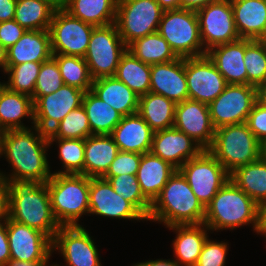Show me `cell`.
Returning a JSON list of instances; mask_svg holds the SVG:
<instances>
[{
	"mask_svg": "<svg viewBox=\"0 0 266 266\" xmlns=\"http://www.w3.org/2000/svg\"><path fill=\"white\" fill-rule=\"evenodd\" d=\"M34 130V132L32 131ZM1 156L12 166L6 180H37L46 183L52 176L46 151L48 134L32 128L5 131L1 137Z\"/></svg>",
	"mask_w": 266,
	"mask_h": 266,
	"instance_id": "cell-1",
	"label": "cell"
},
{
	"mask_svg": "<svg viewBox=\"0 0 266 266\" xmlns=\"http://www.w3.org/2000/svg\"><path fill=\"white\" fill-rule=\"evenodd\" d=\"M9 185V218L35 228L52 240L61 227L51 207L46 183L37 180H7Z\"/></svg>",
	"mask_w": 266,
	"mask_h": 266,
	"instance_id": "cell-2",
	"label": "cell"
},
{
	"mask_svg": "<svg viewBox=\"0 0 266 266\" xmlns=\"http://www.w3.org/2000/svg\"><path fill=\"white\" fill-rule=\"evenodd\" d=\"M205 207L177 169L151 204L147 221L172 225L202 224Z\"/></svg>",
	"mask_w": 266,
	"mask_h": 266,
	"instance_id": "cell-3",
	"label": "cell"
},
{
	"mask_svg": "<svg viewBox=\"0 0 266 266\" xmlns=\"http://www.w3.org/2000/svg\"><path fill=\"white\" fill-rule=\"evenodd\" d=\"M257 211L258 204L229 179L205 207L203 223L217 232L252 224L256 232Z\"/></svg>",
	"mask_w": 266,
	"mask_h": 266,
	"instance_id": "cell-4",
	"label": "cell"
},
{
	"mask_svg": "<svg viewBox=\"0 0 266 266\" xmlns=\"http://www.w3.org/2000/svg\"><path fill=\"white\" fill-rule=\"evenodd\" d=\"M53 214L60 226H80L89 214L90 177L82 174H52L46 182Z\"/></svg>",
	"mask_w": 266,
	"mask_h": 266,
	"instance_id": "cell-5",
	"label": "cell"
},
{
	"mask_svg": "<svg viewBox=\"0 0 266 266\" xmlns=\"http://www.w3.org/2000/svg\"><path fill=\"white\" fill-rule=\"evenodd\" d=\"M208 151L229 174L263 156L262 144L254 136L247 123L227 125L216 129L213 143Z\"/></svg>",
	"mask_w": 266,
	"mask_h": 266,
	"instance_id": "cell-6",
	"label": "cell"
},
{
	"mask_svg": "<svg viewBox=\"0 0 266 266\" xmlns=\"http://www.w3.org/2000/svg\"><path fill=\"white\" fill-rule=\"evenodd\" d=\"M158 33L178 57H198L207 53L203 48L196 11L183 8L164 11Z\"/></svg>",
	"mask_w": 266,
	"mask_h": 266,
	"instance_id": "cell-7",
	"label": "cell"
},
{
	"mask_svg": "<svg viewBox=\"0 0 266 266\" xmlns=\"http://www.w3.org/2000/svg\"><path fill=\"white\" fill-rule=\"evenodd\" d=\"M163 12L156 0H118L115 24L124 44L158 32Z\"/></svg>",
	"mask_w": 266,
	"mask_h": 266,
	"instance_id": "cell-8",
	"label": "cell"
},
{
	"mask_svg": "<svg viewBox=\"0 0 266 266\" xmlns=\"http://www.w3.org/2000/svg\"><path fill=\"white\" fill-rule=\"evenodd\" d=\"M126 50L115 23L94 27L84 57L93 80L114 76Z\"/></svg>",
	"mask_w": 266,
	"mask_h": 266,
	"instance_id": "cell-9",
	"label": "cell"
},
{
	"mask_svg": "<svg viewBox=\"0 0 266 266\" xmlns=\"http://www.w3.org/2000/svg\"><path fill=\"white\" fill-rule=\"evenodd\" d=\"M178 170L204 207L230 179L227 170L208 150H202Z\"/></svg>",
	"mask_w": 266,
	"mask_h": 266,
	"instance_id": "cell-10",
	"label": "cell"
},
{
	"mask_svg": "<svg viewBox=\"0 0 266 266\" xmlns=\"http://www.w3.org/2000/svg\"><path fill=\"white\" fill-rule=\"evenodd\" d=\"M94 27L58 7L48 29L52 54L84 58Z\"/></svg>",
	"mask_w": 266,
	"mask_h": 266,
	"instance_id": "cell-11",
	"label": "cell"
},
{
	"mask_svg": "<svg viewBox=\"0 0 266 266\" xmlns=\"http://www.w3.org/2000/svg\"><path fill=\"white\" fill-rule=\"evenodd\" d=\"M257 101V87L247 84H228L209 106L215 129L246 123Z\"/></svg>",
	"mask_w": 266,
	"mask_h": 266,
	"instance_id": "cell-12",
	"label": "cell"
},
{
	"mask_svg": "<svg viewBox=\"0 0 266 266\" xmlns=\"http://www.w3.org/2000/svg\"><path fill=\"white\" fill-rule=\"evenodd\" d=\"M204 50L240 39L230 0H217L196 11Z\"/></svg>",
	"mask_w": 266,
	"mask_h": 266,
	"instance_id": "cell-13",
	"label": "cell"
},
{
	"mask_svg": "<svg viewBox=\"0 0 266 266\" xmlns=\"http://www.w3.org/2000/svg\"><path fill=\"white\" fill-rule=\"evenodd\" d=\"M7 236L12 261L48 263L53 240L45 233L7 218Z\"/></svg>",
	"mask_w": 266,
	"mask_h": 266,
	"instance_id": "cell-14",
	"label": "cell"
},
{
	"mask_svg": "<svg viewBox=\"0 0 266 266\" xmlns=\"http://www.w3.org/2000/svg\"><path fill=\"white\" fill-rule=\"evenodd\" d=\"M185 73L189 99L208 105L228 85L207 54L185 58Z\"/></svg>",
	"mask_w": 266,
	"mask_h": 266,
	"instance_id": "cell-15",
	"label": "cell"
},
{
	"mask_svg": "<svg viewBox=\"0 0 266 266\" xmlns=\"http://www.w3.org/2000/svg\"><path fill=\"white\" fill-rule=\"evenodd\" d=\"M84 93L63 84L56 92L41 96L34 103V126L48 134L70 111L82 105Z\"/></svg>",
	"mask_w": 266,
	"mask_h": 266,
	"instance_id": "cell-16",
	"label": "cell"
},
{
	"mask_svg": "<svg viewBox=\"0 0 266 266\" xmlns=\"http://www.w3.org/2000/svg\"><path fill=\"white\" fill-rule=\"evenodd\" d=\"M68 266H102L94 240L82 226H61L53 239Z\"/></svg>",
	"mask_w": 266,
	"mask_h": 266,
	"instance_id": "cell-17",
	"label": "cell"
},
{
	"mask_svg": "<svg viewBox=\"0 0 266 266\" xmlns=\"http://www.w3.org/2000/svg\"><path fill=\"white\" fill-rule=\"evenodd\" d=\"M174 127L186 133L203 150H208L213 143L216 129L208 104L192 99L176 104Z\"/></svg>",
	"mask_w": 266,
	"mask_h": 266,
	"instance_id": "cell-18",
	"label": "cell"
},
{
	"mask_svg": "<svg viewBox=\"0 0 266 266\" xmlns=\"http://www.w3.org/2000/svg\"><path fill=\"white\" fill-rule=\"evenodd\" d=\"M89 214L127 220H147L129 201L119 196L110 183L101 178H90Z\"/></svg>",
	"mask_w": 266,
	"mask_h": 266,
	"instance_id": "cell-19",
	"label": "cell"
},
{
	"mask_svg": "<svg viewBox=\"0 0 266 266\" xmlns=\"http://www.w3.org/2000/svg\"><path fill=\"white\" fill-rule=\"evenodd\" d=\"M202 150L186 133L171 127L154 132L150 152L179 169Z\"/></svg>",
	"mask_w": 266,
	"mask_h": 266,
	"instance_id": "cell-20",
	"label": "cell"
},
{
	"mask_svg": "<svg viewBox=\"0 0 266 266\" xmlns=\"http://www.w3.org/2000/svg\"><path fill=\"white\" fill-rule=\"evenodd\" d=\"M150 92L163 95L175 104L189 99L185 58L151 65Z\"/></svg>",
	"mask_w": 266,
	"mask_h": 266,
	"instance_id": "cell-21",
	"label": "cell"
},
{
	"mask_svg": "<svg viewBox=\"0 0 266 266\" xmlns=\"http://www.w3.org/2000/svg\"><path fill=\"white\" fill-rule=\"evenodd\" d=\"M110 135L119 151L143 154L151 150L154 131L135 113L123 116Z\"/></svg>",
	"mask_w": 266,
	"mask_h": 266,
	"instance_id": "cell-22",
	"label": "cell"
},
{
	"mask_svg": "<svg viewBox=\"0 0 266 266\" xmlns=\"http://www.w3.org/2000/svg\"><path fill=\"white\" fill-rule=\"evenodd\" d=\"M242 39L266 40V0H230Z\"/></svg>",
	"mask_w": 266,
	"mask_h": 266,
	"instance_id": "cell-23",
	"label": "cell"
},
{
	"mask_svg": "<svg viewBox=\"0 0 266 266\" xmlns=\"http://www.w3.org/2000/svg\"><path fill=\"white\" fill-rule=\"evenodd\" d=\"M217 70L227 84H247V71L244 64L245 39L215 46L207 51Z\"/></svg>",
	"mask_w": 266,
	"mask_h": 266,
	"instance_id": "cell-24",
	"label": "cell"
},
{
	"mask_svg": "<svg viewBox=\"0 0 266 266\" xmlns=\"http://www.w3.org/2000/svg\"><path fill=\"white\" fill-rule=\"evenodd\" d=\"M52 55L49 31L27 30L14 45L6 50V65L44 62Z\"/></svg>",
	"mask_w": 266,
	"mask_h": 266,
	"instance_id": "cell-25",
	"label": "cell"
},
{
	"mask_svg": "<svg viewBox=\"0 0 266 266\" xmlns=\"http://www.w3.org/2000/svg\"><path fill=\"white\" fill-rule=\"evenodd\" d=\"M168 228L177 235L172 243L175 261L180 266H195L203 245L209 238V228L204 223L172 225Z\"/></svg>",
	"mask_w": 266,
	"mask_h": 266,
	"instance_id": "cell-26",
	"label": "cell"
},
{
	"mask_svg": "<svg viewBox=\"0 0 266 266\" xmlns=\"http://www.w3.org/2000/svg\"><path fill=\"white\" fill-rule=\"evenodd\" d=\"M177 169L151 152L141 154L136 174L143 195L153 203Z\"/></svg>",
	"mask_w": 266,
	"mask_h": 266,
	"instance_id": "cell-27",
	"label": "cell"
},
{
	"mask_svg": "<svg viewBox=\"0 0 266 266\" xmlns=\"http://www.w3.org/2000/svg\"><path fill=\"white\" fill-rule=\"evenodd\" d=\"M91 91L122 116L137 113L139 95L115 76L93 80Z\"/></svg>",
	"mask_w": 266,
	"mask_h": 266,
	"instance_id": "cell-28",
	"label": "cell"
},
{
	"mask_svg": "<svg viewBox=\"0 0 266 266\" xmlns=\"http://www.w3.org/2000/svg\"><path fill=\"white\" fill-rule=\"evenodd\" d=\"M119 152L111 135H91L85 139L84 175L103 177Z\"/></svg>",
	"mask_w": 266,
	"mask_h": 266,
	"instance_id": "cell-29",
	"label": "cell"
},
{
	"mask_svg": "<svg viewBox=\"0 0 266 266\" xmlns=\"http://www.w3.org/2000/svg\"><path fill=\"white\" fill-rule=\"evenodd\" d=\"M24 117L34 123V102L32 97L9 90L7 87L0 93V125L4 131L27 129L22 123Z\"/></svg>",
	"mask_w": 266,
	"mask_h": 266,
	"instance_id": "cell-30",
	"label": "cell"
},
{
	"mask_svg": "<svg viewBox=\"0 0 266 266\" xmlns=\"http://www.w3.org/2000/svg\"><path fill=\"white\" fill-rule=\"evenodd\" d=\"M118 0H62V7L83 22L97 26L115 23Z\"/></svg>",
	"mask_w": 266,
	"mask_h": 266,
	"instance_id": "cell-31",
	"label": "cell"
},
{
	"mask_svg": "<svg viewBox=\"0 0 266 266\" xmlns=\"http://www.w3.org/2000/svg\"><path fill=\"white\" fill-rule=\"evenodd\" d=\"M175 106L165 96L148 92L139 96L137 113L155 132L174 127Z\"/></svg>",
	"mask_w": 266,
	"mask_h": 266,
	"instance_id": "cell-32",
	"label": "cell"
},
{
	"mask_svg": "<svg viewBox=\"0 0 266 266\" xmlns=\"http://www.w3.org/2000/svg\"><path fill=\"white\" fill-rule=\"evenodd\" d=\"M62 1L17 0L14 20L26 30H48Z\"/></svg>",
	"mask_w": 266,
	"mask_h": 266,
	"instance_id": "cell-33",
	"label": "cell"
},
{
	"mask_svg": "<svg viewBox=\"0 0 266 266\" xmlns=\"http://www.w3.org/2000/svg\"><path fill=\"white\" fill-rule=\"evenodd\" d=\"M82 106L89 120L91 135H110L123 117L91 90L84 93Z\"/></svg>",
	"mask_w": 266,
	"mask_h": 266,
	"instance_id": "cell-34",
	"label": "cell"
},
{
	"mask_svg": "<svg viewBox=\"0 0 266 266\" xmlns=\"http://www.w3.org/2000/svg\"><path fill=\"white\" fill-rule=\"evenodd\" d=\"M232 182L257 204L266 200V158L237 168L230 174Z\"/></svg>",
	"mask_w": 266,
	"mask_h": 266,
	"instance_id": "cell-35",
	"label": "cell"
},
{
	"mask_svg": "<svg viewBox=\"0 0 266 266\" xmlns=\"http://www.w3.org/2000/svg\"><path fill=\"white\" fill-rule=\"evenodd\" d=\"M127 50L143 63L150 65L179 58L158 32L134 40L127 46Z\"/></svg>",
	"mask_w": 266,
	"mask_h": 266,
	"instance_id": "cell-36",
	"label": "cell"
},
{
	"mask_svg": "<svg viewBox=\"0 0 266 266\" xmlns=\"http://www.w3.org/2000/svg\"><path fill=\"white\" fill-rule=\"evenodd\" d=\"M114 76L139 96L150 92L151 65L128 50L122 55Z\"/></svg>",
	"mask_w": 266,
	"mask_h": 266,
	"instance_id": "cell-37",
	"label": "cell"
},
{
	"mask_svg": "<svg viewBox=\"0 0 266 266\" xmlns=\"http://www.w3.org/2000/svg\"><path fill=\"white\" fill-rule=\"evenodd\" d=\"M52 57L59 66L64 84L76 87L84 92L91 90L93 78L85 58L61 54H53Z\"/></svg>",
	"mask_w": 266,
	"mask_h": 266,
	"instance_id": "cell-38",
	"label": "cell"
},
{
	"mask_svg": "<svg viewBox=\"0 0 266 266\" xmlns=\"http://www.w3.org/2000/svg\"><path fill=\"white\" fill-rule=\"evenodd\" d=\"M58 143L59 158L61 159L64 171L53 172L52 174H82L84 175V152L85 139L48 138V144Z\"/></svg>",
	"mask_w": 266,
	"mask_h": 266,
	"instance_id": "cell-39",
	"label": "cell"
},
{
	"mask_svg": "<svg viewBox=\"0 0 266 266\" xmlns=\"http://www.w3.org/2000/svg\"><path fill=\"white\" fill-rule=\"evenodd\" d=\"M102 178L110 183L119 196L131 202L148 219L152 203L143 195L136 175L121 174Z\"/></svg>",
	"mask_w": 266,
	"mask_h": 266,
	"instance_id": "cell-40",
	"label": "cell"
},
{
	"mask_svg": "<svg viewBox=\"0 0 266 266\" xmlns=\"http://www.w3.org/2000/svg\"><path fill=\"white\" fill-rule=\"evenodd\" d=\"M244 64L247 85L258 87L266 82V40L245 39Z\"/></svg>",
	"mask_w": 266,
	"mask_h": 266,
	"instance_id": "cell-41",
	"label": "cell"
},
{
	"mask_svg": "<svg viewBox=\"0 0 266 266\" xmlns=\"http://www.w3.org/2000/svg\"><path fill=\"white\" fill-rule=\"evenodd\" d=\"M42 62H26L18 65H6L9 80L6 87L30 97L34 94L35 85Z\"/></svg>",
	"mask_w": 266,
	"mask_h": 266,
	"instance_id": "cell-42",
	"label": "cell"
},
{
	"mask_svg": "<svg viewBox=\"0 0 266 266\" xmlns=\"http://www.w3.org/2000/svg\"><path fill=\"white\" fill-rule=\"evenodd\" d=\"M91 136V129L85 109L70 111L49 133L48 138L86 139Z\"/></svg>",
	"mask_w": 266,
	"mask_h": 266,
	"instance_id": "cell-43",
	"label": "cell"
},
{
	"mask_svg": "<svg viewBox=\"0 0 266 266\" xmlns=\"http://www.w3.org/2000/svg\"><path fill=\"white\" fill-rule=\"evenodd\" d=\"M63 84L56 60L51 57L47 61L42 62L32 96L33 102L35 103L41 96L56 92Z\"/></svg>",
	"mask_w": 266,
	"mask_h": 266,
	"instance_id": "cell-44",
	"label": "cell"
},
{
	"mask_svg": "<svg viewBox=\"0 0 266 266\" xmlns=\"http://www.w3.org/2000/svg\"><path fill=\"white\" fill-rule=\"evenodd\" d=\"M228 243L207 238L195 266H225Z\"/></svg>",
	"mask_w": 266,
	"mask_h": 266,
	"instance_id": "cell-45",
	"label": "cell"
},
{
	"mask_svg": "<svg viewBox=\"0 0 266 266\" xmlns=\"http://www.w3.org/2000/svg\"><path fill=\"white\" fill-rule=\"evenodd\" d=\"M141 161V154L119 151L104 176L123 174L136 175Z\"/></svg>",
	"mask_w": 266,
	"mask_h": 266,
	"instance_id": "cell-46",
	"label": "cell"
},
{
	"mask_svg": "<svg viewBox=\"0 0 266 266\" xmlns=\"http://www.w3.org/2000/svg\"><path fill=\"white\" fill-rule=\"evenodd\" d=\"M246 123L257 140L264 144L266 142V105L256 101Z\"/></svg>",
	"mask_w": 266,
	"mask_h": 266,
	"instance_id": "cell-47",
	"label": "cell"
},
{
	"mask_svg": "<svg viewBox=\"0 0 266 266\" xmlns=\"http://www.w3.org/2000/svg\"><path fill=\"white\" fill-rule=\"evenodd\" d=\"M26 31L27 30L14 19L0 22V43L7 50L10 46L14 45Z\"/></svg>",
	"mask_w": 266,
	"mask_h": 266,
	"instance_id": "cell-48",
	"label": "cell"
},
{
	"mask_svg": "<svg viewBox=\"0 0 266 266\" xmlns=\"http://www.w3.org/2000/svg\"><path fill=\"white\" fill-rule=\"evenodd\" d=\"M11 260L7 236V219L0 221V266H5Z\"/></svg>",
	"mask_w": 266,
	"mask_h": 266,
	"instance_id": "cell-49",
	"label": "cell"
},
{
	"mask_svg": "<svg viewBox=\"0 0 266 266\" xmlns=\"http://www.w3.org/2000/svg\"><path fill=\"white\" fill-rule=\"evenodd\" d=\"M9 217V185L5 177L0 174V221Z\"/></svg>",
	"mask_w": 266,
	"mask_h": 266,
	"instance_id": "cell-50",
	"label": "cell"
},
{
	"mask_svg": "<svg viewBox=\"0 0 266 266\" xmlns=\"http://www.w3.org/2000/svg\"><path fill=\"white\" fill-rule=\"evenodd\" d=\"M17 0H0V22L14 19Z\"/></svg>",
	"mask_w": 266,
	"mask_h": 266,
	"instance_id": "cell-51",
	"label": "cell"
},
{
	"mask_svg": "<svg viewBox=\"0 0 266 266\" xmlns=\"http://www.w3.org/2000/svg\"><path fill=\"white\" fill-rule=\"evenodd\" d=\"M256 233L266 237V200L258 203Z\"/></svg>",
	"mask_w": 266,
	"mask_h": 266,
	"instance_id": "cell-52",
	"label": "cell"
},
{
	"mask_svg": "<svg viewBox=\"0 0 266 266\" xmlns=\"http://www.w3.org/2000/svg\"><path fill=\"white\" fill-rule=\"evenodd\" d=\"M217 0H180V8L197 11Z\"/></svg>",
	"mask_w": 266,
	"mask_h": 266,
	"instance_id": "cell-53",
	"label": "cell"
},
{
	"mask_svg": "<svg viewBox=\"0 0 266 266\" xmlns=\"http://www.w3.org/2000/svg\"><path fill=\"white\" fill-rule=\"evenodd\" d=\"M132 266H180L174 259L166 260V259H157V260H149L145 262L136 263Z\"/></svg>",
	"mask_w": 266,
	"mask_h": 266,
	"instance_id": "cell-54",
	"label": "cell"
},
{
	"mask_svg": "<svg viewBox=\"0 0 266 266\" xmlns=\"http://www.w3.org/2000/svg\"><path fill=\"white\" fill-rule=\"evenodd\" d=\"M156 1L164 11L180 9V0H156Z\"/></svg>",
	"mask_w": 266,
	"mask_h": 266,
	"instance_id": "cell-55",
	"label": "cell"
},
{
	"mask_svg": "<svg viewBox=\"0 0 266 266\" xmlns=\"http://www.w3.org/2000/svg\"><path fill=\"white\" fill-rule=\"evenodd\" d=\"M257 101L262 105H266V82L257 87Z\"/></svg>",
	"mask_w": 266,
	"mask_h": 266,
	"instance_id": "cell-56",
	"label": "cell"
},
{
	"mask_svg": "<svg viewBox=\"0 0 266 266\" xmlns=\"http://www.w3.org/2000/svg\"><path fill=\"white\" fill-rule=\"evenodd\" d=\"M5 266H48L47 263H29L10 260Z\"/></svg>",
	"mask_w": 266,
	"mask_h": 266,
	"instance_id": "cell-57",
	"label": "cell"
},
{
	"mask_svg": "<svg viewBox=\"0 0 266 266\" xmlns=\"http://www.w3.org/2000/svg\"><path fill=\"white\" fill-rule=\"evenodd\" d=\"M0 68L6 73V49L0 43Z\"/></svg>",
	"mask_w": 266,
	"mask_h": 266,
	"instance_id": "cell-58",
	"label": "cell"
},
{
	"mask_svg": "<svg viewBox=\"0 0 266 266\" xmlns=\"http://www.w3.org/2000/svg\"><path fill=\"white\" fill-rule=\"evenodd\" d=\"M6 88V82H0V93Z\"/></svg>",
	"mask_w": 266,
	"mask_h": 266,
	"instance_id": "cell-59",
	"label": "cell"
},
{
	"mask_svg": "<svg viewBox=\"0 0 266 266\" xmlns=\"http://www.w3.org/2000/svg\"><path fill=\"white\" fill-rule=\"evenodd\" d=\"M263 147V157L266 158V142L262 144Z\"/></svg>",
	"mask_w": 266,
	"mask_h": 266,
	"instance_id": "cell-60",
	"label": "cell"
},
{
	"mask_svg": "<svg viewBox=\"0 0 266 266\" xmlns=\"http://www.w3.org/2000/svg\"><path fill=\"white\" fill-rule=\"evenodd\" d=\"M5 131L2 129L1 125H0V137L1 135L4 133Z\"/></svg>",
	"mask_w": 266,
	"mask_h": 266,
	"instance_id": "cell-61",
	"label": "cell"
},
{
	"mask_svg": "<svg viewBox=\"0 0 266 266\" xmlns=\"http://www.w3.org/2000/svg\"><path fill=\"white\" fill-rule=\"evenodd\" d=\"M42 1H62V0H42Z\"/></svg>",
	"mask_w": 266,
	"mask_h": 266,
	"instance_id": "cell-62",
	"label": "cell"
},
{
	"mask_svg": "<svg viewBox=\"0 0 266 266\" xmlns=\"http://www.w3.org/2000/svg\"><path fill=\"white\" fill-rule=\"evenodd\" d=\"M0 158H1V142H0ZM2 174V172H0Z\"/></svg>",
	"mask_w": 266,
	"mask_h": 266,
	"instance_id": "cell-63",
	"label": "cell"
}]
</instances>
